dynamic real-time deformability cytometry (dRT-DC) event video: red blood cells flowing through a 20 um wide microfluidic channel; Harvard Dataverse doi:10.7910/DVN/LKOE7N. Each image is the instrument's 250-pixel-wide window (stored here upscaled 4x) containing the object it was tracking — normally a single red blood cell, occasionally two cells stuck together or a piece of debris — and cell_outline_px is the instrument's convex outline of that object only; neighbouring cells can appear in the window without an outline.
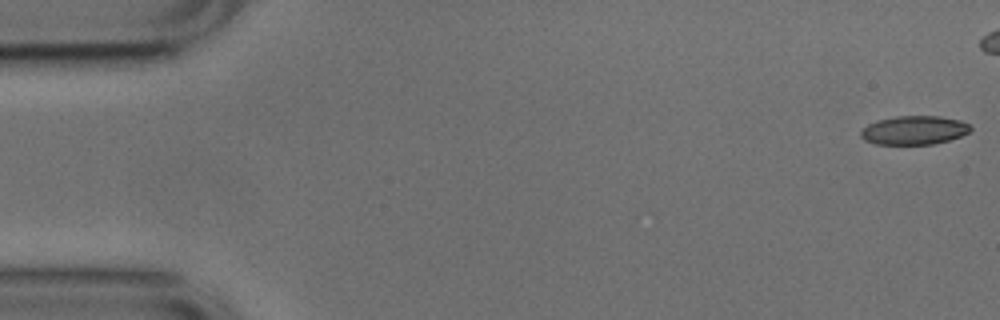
{"species": "common noctule bat (a hibernating species)", "species_latin": "Nyctalus noctula", "temperature_condition": "cold", "stored_images_in_passage": 27, "camera_frame_rate_fps": 3000, "um_per_image_px": 0.085, "animal": {"sex": "male", "body_mass_g": 17.9, "forearm_length_mm": 54.2}, "frame": {"image": 1, "passage_image": 1, "time_ms": 0.0, "image_size_px": [1000, 320], "cell_outline_px": [[972, 128], [968, 132], [960, 136], [948, 140], [932, 144], [876, 144], [864, 140], [860, 136], [860, 132], [868, 124], [876, 120], [896, 116], [940, 116], [960, 120], [968, 124]], "centroid_in_image_um": [77.67, 11.06], "position_along_channel_um": 7.3, "area_um2": 18.32}}